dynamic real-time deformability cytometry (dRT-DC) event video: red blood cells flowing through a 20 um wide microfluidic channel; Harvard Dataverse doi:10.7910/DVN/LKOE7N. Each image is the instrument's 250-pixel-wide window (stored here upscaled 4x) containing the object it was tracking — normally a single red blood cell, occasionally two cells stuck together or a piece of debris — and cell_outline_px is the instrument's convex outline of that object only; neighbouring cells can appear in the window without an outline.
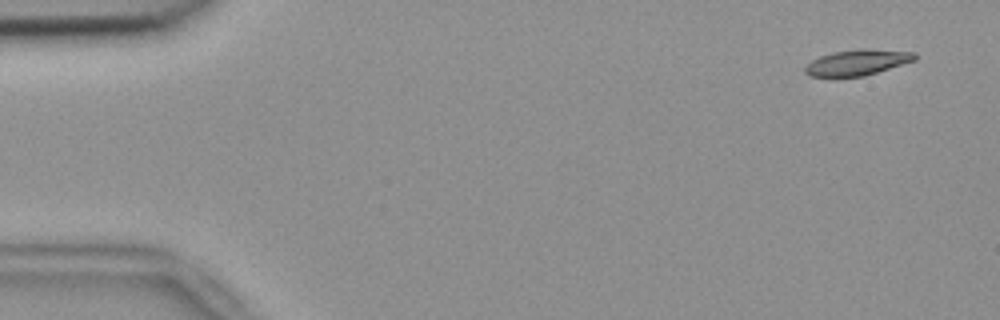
{"species": "common noctule bat (a hibernating species)", "species_latin": "Nyctalus noctula", "temperature_condition": "room temperature", "stored_images_in_passage": 51, "camera_frame_rate_fps": 3000, "um_per_image_px": 0.085, "animal": {"sex": "female", "body_mass_g": 18.4}, "frame": {"image": 1, "passage_image": 3, "time_ms": 0.667, "image_size_px": [1000, 320], "cell_outline_px": [[916, 60], [864, 76], [808, 76], [804, 72], [804, 68], [812, 60], [820, 56], [832, 52], [860, 48], [916, 52]], "centroid_in_image_um": [72.87, 5.3], "position_along_channel_um": 12.1, "area_um2": 16.36}}
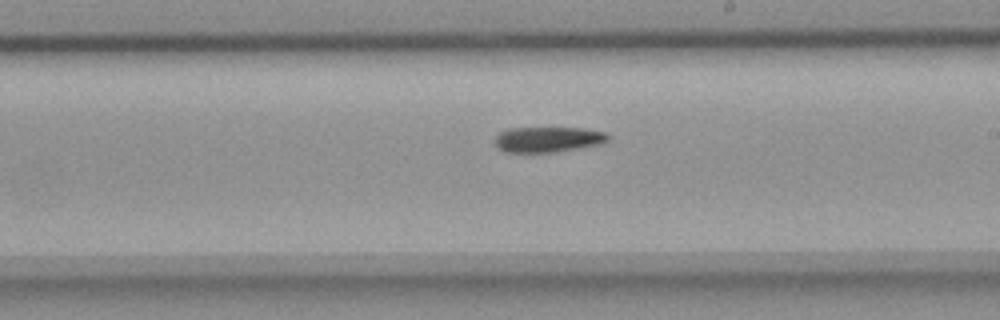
{"frame": {"image": 2, "passage_image": 31, "time_ms": 10.0, "image_size_px": [1000, 320], "cell_outline_px": [[612, 136], [608, 140], [600, 144], [556, 152], [504, 152], [496, 144], [496, 136], [500, 132], [508, 128], [584, 128], [604, 132]], "centroid_in_image_um": [46.61, 11.84], "position_along_channel_um": 242.4, "area_um2": 16.7}}
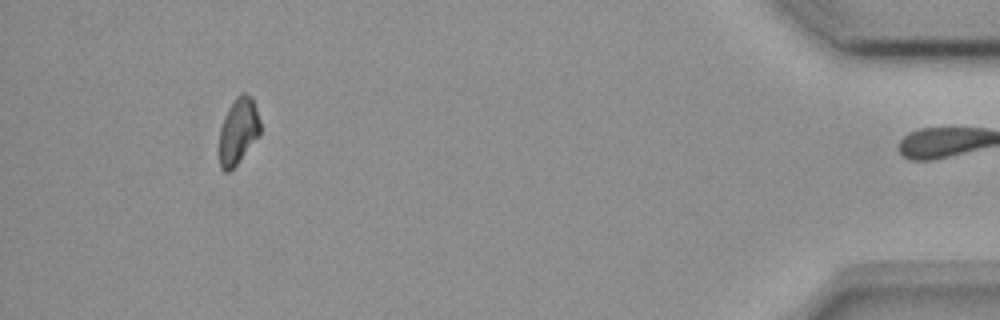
{"frame": {"image": 3, "passage_image": 50, "time_ms": 16.333, "image_size_px": [1000, 320], "cell_outline_px": [[260, 136], [236, 164], [228, 172], [224, 172], [220, 168], [220, 128], [224, 116], [232, 100], [240, 92], [244, 92], [252, 100], [256, 108], [260, 120]], "centroid_in_image_um": [20.25, 11.12], "position_along_channel_um": 414.9, "area_um2": 15.78}}